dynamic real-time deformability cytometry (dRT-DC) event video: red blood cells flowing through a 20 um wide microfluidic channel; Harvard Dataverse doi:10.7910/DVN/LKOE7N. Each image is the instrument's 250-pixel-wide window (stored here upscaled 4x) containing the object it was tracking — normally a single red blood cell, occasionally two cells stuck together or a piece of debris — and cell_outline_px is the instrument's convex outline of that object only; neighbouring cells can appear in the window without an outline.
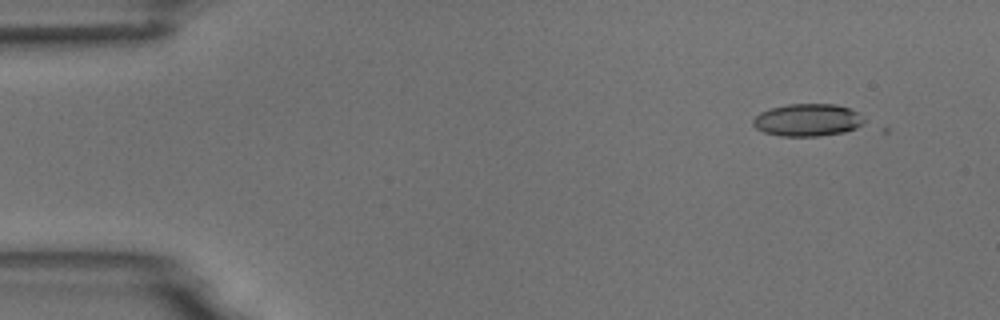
{"species": "common noctule bat (a hibernating species)", "species_latin": "Nyctalus noctula", "temperature_condition": "room temperature", "stored_images_in_passage": 5, "camera_frame_rate_fps": 3000, "um_per_image_px": 0.085, "animal": {"sex": "male", "body_mass_g": 18.8}, "frame": {"image": 1, "passage_image": 2, "time_ms": 1.0, "image_size_px": [1000, 320], "cell_outline_px": [[864, 124], [856, 128], [844, 132], [820, 136], [780, 136], [764, 132], [756, 128], [752, 124], [752, 120], [760, 112], [772, 108], [788, 104], [836, 104], [848, 108], [856, 112], [864, 120]], "centroid_in_image_um": [68.63, 10.21], "position_along_channel_um": 16.4, "area_um2": 20.92}}